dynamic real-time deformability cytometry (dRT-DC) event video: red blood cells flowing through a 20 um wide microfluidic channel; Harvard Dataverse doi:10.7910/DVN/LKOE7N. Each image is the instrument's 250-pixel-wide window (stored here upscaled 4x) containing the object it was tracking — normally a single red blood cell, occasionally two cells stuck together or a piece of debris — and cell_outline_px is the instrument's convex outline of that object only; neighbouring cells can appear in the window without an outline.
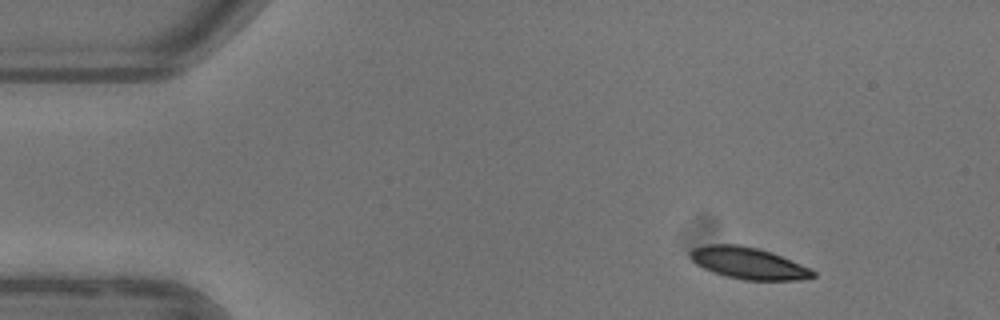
{"species": "common noctule bat (a hibernating species)", "species_latin": "Nyctalus noctula", "temperature_condition": "warm", "stored_images_in_passage": 47, "camera_frame_rate_fps": 3000, "um_per_image_px": 0.085, "animal": {"sex": "female"}, "frame": {"image": 1, "passage_image": 1, "time_ms": 0.0, "image_size_px": [1000, 320], "cell_outline_px": [[816, 276], [800, 280], [744, 280], [724, 276], [712, 272], [696, 264], [688, 256], [688, 252], [692, 248], [708, 244], [736, 244], [760, 248], [772, 252], [812, 268], [816, 272]], "centroid_in_image_um": [63.61, 22.36], "position_along_channel_um": 21.4, "area_um2": 23.06}}
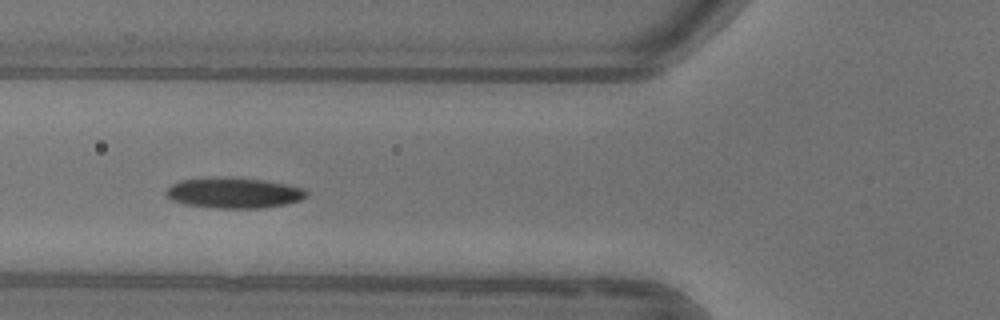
{"frame": {"image": 2, "passage_image": 14, "time_ms": 4.333, "image_size_px": [1000, 320], "cell_outline_px": [[308, 196], [300, 200], [284, 204], [264, 208], [212, 208], [188, 204], [172, 200], [164, 192], [172, 184], [180, 180], [232, 176], [264, 180], [304, 188], [308, 192]], "centroid_in_image_um": [19.9, 16.39], "position_along_channel_um": 105.9, "area_um2": 25.03}}
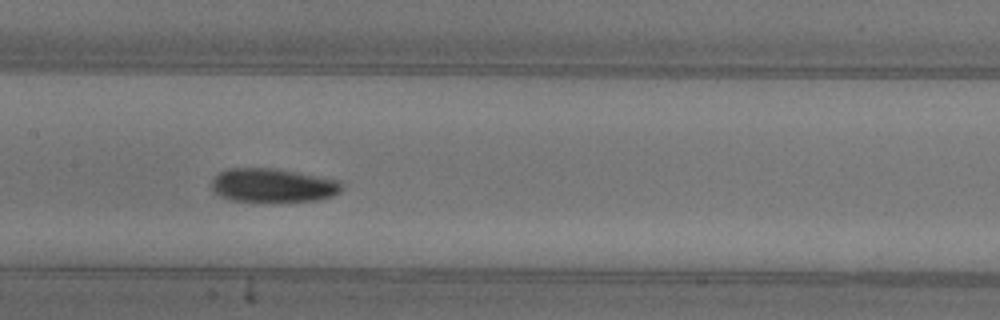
{"frame": {"image": 3, "passage_image": 20, "time_ms": 6.333, "image_size_px": [1000, 320], "cell_outline_px": [[344, 188], [340, 192], [332, 196], [320, 200], [272, 204], [232, 200], [220, 196], [212, 188], [212, 180], [220, 172], [228, 168], [276, 168], [344, 180]], "centroid_in_image_um": [23.29, 15.79], "position_along_channel_um": 184.1, "area_um2": 26.82}, "authors_computed_cell_mechanics": {"area_um2": 24.6806, "velocity_mm_per_s": 3.9041, "shape_relaxation_time_tau1_ms": 3.7884, "shape_relaxation_time_tau2_ms": 4.9564, "deformation_change_tau1": 0.1314, "deformation_change_tau2": 0.077}}